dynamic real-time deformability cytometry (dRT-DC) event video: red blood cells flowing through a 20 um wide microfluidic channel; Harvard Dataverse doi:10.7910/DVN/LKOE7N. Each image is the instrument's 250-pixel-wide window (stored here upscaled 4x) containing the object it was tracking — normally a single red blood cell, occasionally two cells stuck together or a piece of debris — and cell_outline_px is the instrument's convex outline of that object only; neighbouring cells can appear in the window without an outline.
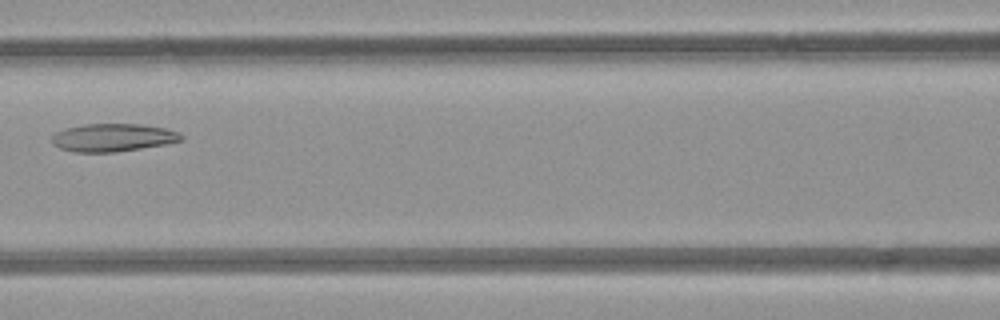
{"species": "common noctule bat (a hibernating species)", "species_latin": "Nyctalus noctula", "temperature_condition": "room temperature", "stored_images_in_passage": 7, "camera_frame_rate_fps": 3000, "um_per_image_px": 0.085, "animal": {"sex": "female", "body_mass_g": 21.9}, "frame": {"image": 1, "passage_image": 6, "time_ms": 6.0, "image_size_px": [1000, 320], "cell_outline_px": [[184, 140], [164, 144], [116, 152], [76, 152], [60, 148], [52, 144], [52, 136], [56, 132], [64, 128], [84, 124], [140, 124], [168, 128], [184, 136]], "centroid_in_image_um": [9.59, 11.68], "position_along_channel_um": 157.0, "area_um2": 21.04}}
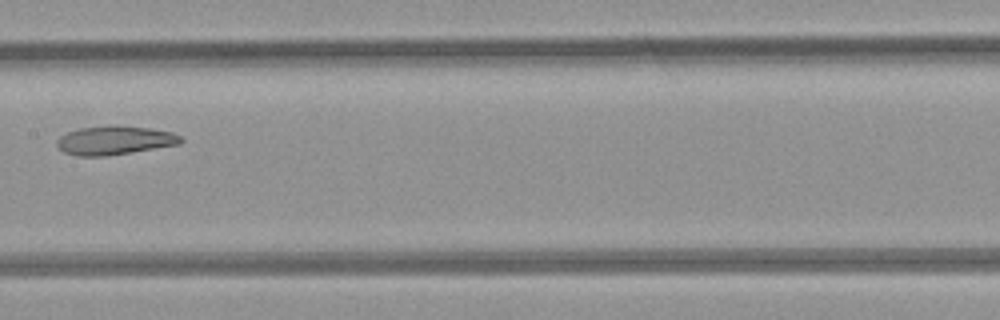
{"frame": {"image": 2, "passage_image": 7, "time_ms": 7.0, "image_size_px": [1000, 320], "cell_outline_px": [[184, 140], [180, 144], [108, 156], [76, 156], [64, 152], [56, 144], [56, 140], [60, 136], [68, 132], [80, 128], [108, 124], [116, 124], [148, 128], [172, 132], [180, 136]], "centroid_in_image_um": [9.74, 11.91], "position_along_channel_um": 197.7, "area_um2": 21.04}}